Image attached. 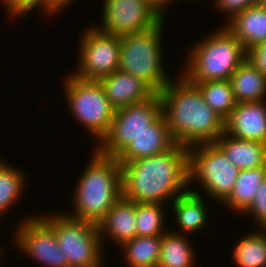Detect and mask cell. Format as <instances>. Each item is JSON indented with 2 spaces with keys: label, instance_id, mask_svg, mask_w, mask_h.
<instances>
[{
  "label": "cell",
  "instance_id": "6da1fadb",
  "mask_svg": "<svg viewBox=\"0 0 266 267\" xmlns=\"http://www.w3.org/2000/svg\"><path fill=\"white\" fill-rule=\"evenodd\" d=\"M120 165L122 196L132 202L165 205L189 190L188 147L177 144L164 153Z\"/></svg>",
  "mask_w": 266,
  "mask_h": 267
},
{
  "label": "cell",
  "instance_id": "7a4b0ae2",
  "mask_svg": "<svg viewBox=\"0 0 266 267\" xmlns=\"http://www.w3.org/2000/svg\"><path fill=\"white\" fill-rule=\"evenodd\" d=\"M179 75L159 93L162 115L173 138L188 148L214 143L225 132V120L205 102L195 84Z\"/></svg>",
  "mask_w": 266,
  "mask_h": 267
},
{
  "label": "cell",
  "instance_id": "3957f363",
  "mask_svg": "<svg viewBox=\"0 0 266 267\" xmlns=\"http://www.w3.org/2000/svg\"><path fill=\"white\" fill-rule=\"evenodd\" d=\"M93 148L84 173L80 174L74 188L73 209L64 213L98 225L122 197V173L117 157L103 155Z\"/></svg>",
  "mask_w": 266,
  "mask_h": 267
},
{
  "label": "cell",
  "instance_id": "277c9868",
  "mask_svg": "<svg viewBox=\"0 0 266 267\" xmlns=\"http://www.w3.org/2000/svg\"><path fill=\"white\" fill-rule=\"evenodd\" d=\"M196 42L181 73L189 82L228 80L248 57L244 45L224 25Z\"/></svg>",
  "mask_w": 266,
  "mask_h": 267
},
{
  "label": "cell",
  "instance_id": "5b68a950",
  "mask_svg": "<svg viewBox=\"0 0 266 267\" xmlns=\"http://www.w3.org/2000/svg\"><path fill=\"white\" fill-rule=\"evenodd\" d=\"M164 26L165 19L147 31L120 36L119 70L137 77L155 94L172 81L166 75L162 59Z\"/></svg>",
  "mask_w": 266,
  "mask_h": 267
},
{
  "label": "cell",
  "instance_id": "8992f818",
  "mask_svg": "<svg viewBox=\"0 0 266 267\" xmlns=\"http://www.w3.org/2000/svg\"><path fill=\"white\" fill-rule=\"evenodd\" d=\"M56 212L38 215L54 230L69 267H103L105 248L97 224Z\"/></svg>",
  "mask_w": 266,
  "mask_h": 267
},
{
  "label": "cell",
  "instance_id": "52a82bcc",
  "mask_svg": "<svg viewBox=\"0 0 266 267\" xmlns=\"http://www.w3.org/2000/svg\"><path fill=\"white\" fill-rule=\"evenodd\" d=\"M63 83L71 116L93 140L96 139L98 145L108 134L116 109L105 96L99 81L83 80L70 73Z\"/></svg>",
  "mask_w": 266,
  "mask_h": 267
},
{
  "label": "cell",
  "instance_id": "ba28073f",
  "mask_svg": "<svg viewBox=\"0 0 266 267\" xmlns=\"http://www.w3.org/2000/svg\"><path fill=\"white\" fill-rule=\"evenodd\" d=\"M188 166L189 188L197 182L201 191L220 204L232 193L239 169L214 143L190 146Z\"/></svg>",
  "mask_w": 266,
  "mask_h": 267
},
{
  "label": "cell",
  "instance_id": "9c48e42d",
  "mask_svg": "<svg viewBox=\"0 0 266 267\" xmlns=\"http://www.w3.org/2000/svg\"><path fill=\"white\" fill-rule=\"evenodd\" d=\"M161 115L159 94H154L144 102L116 109L108 134L95 145V148L103 155L117 157L134 138Z\"/></svg>",
  "mask_w": 266,
  "mask_h": 267
},
{
  "label": "cell",
  "instance_id": "30bf717a",
  "mask_svg": "<svg viewBox=\"0 0 266 267\" xmlns=\"http://www.w3.org/2000/svg\"><path fill=\"white\" fill-rule=\"evenodd\" d=\"M76 70L71 73L83 80H96L119 69L120 37L105 34L91 25L81 33Z\"/></svg>",
  "mask_w": 266,
  "mask_h": 267
},
{
  "label": "cell",
  "instance_id": "8fae6325",
  "mask_svg": "<svg viewBox=\"0 0 266 267\" xmlns=\"http://www.w3.org/2000/svg\"><path fill=\"white\" fill-rule=\"evenodd\" d=\"M102 24L105 34L124 36L158 26L166 17L147 0H103ZM101 25V26H100Z\"/></svg>",
  "mask_w": 266,
  "mask_h": 267
},
{
  "label": "cell",
  "instance_id": "7c38bea8",
  "mask_svg": "<svg viewBox=\"0 0 266 267\" xmlns=\"http://www.w3.org/2000/svg\"><path fill=\"white\" fill-rule=\"evenodd\" d=\"M36 215V216H35ZM24 216L12 238L18 251L45 267H69L54 230L38 215ZM24 218V219H23Z\"/></svg>",
  "mask_w": 266,
  "mask_h": 267
},
{
  "label": "cell",
  "instance_id": "4fadbf2b",
  "mask_svg": "<svg viewBox=\"0 0 266 267\" xmlns=\"http://www.w3.org/2000/svg\"><path fill=\"white\" fill-rule=\"evenodd\" d=\"M176 145L177 142L173 138L163 115H161L127 145L117 156V160L120 164H124L164 153Z\"/></svg>",
  "mask_w": 266,
  "mask_h": 267
},
{
  "label": "cell",
  "instance_id": "5bb4252c",
  "mask_svg": "<svg viewBox=\"0 0 266 267\" xmlns=\"http://www.w3.org/2000/svg\"><path fill=\"white\" fill-rule=\"evenodd\" d=\"M225 132L239 139L266 143V100L237 103L225 120Z\"/></svg>",
  "mask_w": 266,
  "mask_h": 267
},
{
  "label": "cell",
  "instance_id": "9a60e30c",
  "mask_svg": "<svg viewBox=\"0 0 266 267\" xmlns=\"http://www.w3.org/2000/svg\"><path fill=\"white\" fill-rule=\"evenodd\" d=\"M135 214L136 203L123 196L112 206L97 225L103 248L106 237L117 247L136 237Z\"/></svg>",
  "mask_w": 266,
  "mask_h": 267
},
{
  "label": "cell",
  "instance_id": "2e32d148",
  "mask_svg": "<svg viewBox=\"0 0 266 267\" xmlns=\"http://www.w3.org/2000/svg\"><path fill=\"white\" fill-rule=\"evenodd\" d=\"M98 81L115 109L144 102L155 94L140 79L119 69Z\"/></svg>",
  "mask_w": 266,
  "mask_h": 267
},
{
  "label": "cell",
  "instance_id": "e0dca14e",
  "mask_svg": "<svg viewBox=\"0 0 266 267\" xmlns=\"http://www.w3.org/2000/svg\"><path fill=\"white\" fill-rule=\"evenodd\" d=\"M194 189L196 188L193 190L190 188L171 202L172 213L174 212V219L179 228L176 231L173 229L172 232L186 234L196 231L198 233L207 225V218H209L207 215L209 214L204 195L198 189ZM182 231L186 233H182Z\"/></svg>",
  "mask_w": 266,
  "mask_h": 267
},
{
  "label": "cell",
  "instance_id": "ac0fdd59",
  "mask_svg": "<svg viewBox=\"0 0 266 267\" xmlns=\"http://www.w3.org/2000/svg\"><path fill=\"white\" fill-rule=\"evenodd\" d=\"M224 26L249 51L256 45L266 41V7L253 5L235 14Z\"/></svg>",
  "mask_w": 266,
  "mask_h": 267
},
{
  "label": "cell",
  "instance_id": "d6986e66",
  "mask_svg": "<svg viewBox=\"0 0 266 267\" xmlns=\"http://www.w3.org/2000/svg\"><path fill=\"white\" fill-rule=\"evenodd\" d=\"M214 144L239 170L266 167V143L239 139L224 132Z\"/></svg>",
  "mask_w": 266,
  "mask_h": 267
},
{
  "label": "cell",
  "instance_id": "ffe728a7",
  "mask_svg": "<svg viewBox=\"0 0 266 267\" xmlns=\"http://www.w3.org/2000/svg\"><path fill=\"white\" fill-rule=\"evenodd\" d=\"M229 81L237 103L266 100V76L248 58Z\"/></svg>",
  "mask_w": 266,
  "mask_h": 267
},
{
  "label": "cell",
  "instance_id": "44dd1931",
  "mask_svg": "<svg viewBox=\"0 0 266 267\" xmlns=\"http://www.w3.org/2000/svg\"><path fill=\"white\" fill-rule=\"evenodd\" d=\"M265 174L266 167L239 170L233 191L221 206L243 214L253 202Z\"/></svg>",
  "mask_w": 266,
  "mask_h": 267
},
{
  "label": "cell",
  "instance_id": "7402d4cb",
  "mask_svg": "<svg viewBox=\"0 0 266 267\" xmlns=\"http://www.w3.org/2000/svg\"><path fill=\"white\" fill-rule=\"evenodd\" d=\"M187 236L168 230L162 235L157 267H194L195 251Z\"/></svg>",
  "mask_w": 266,
  "mask_h": 267
},
{
  "label": "cell",
  "instance_id": "603a6c76",
  "mask_svg": "<svg viewBox=\"0 0 266 267\" xmlns=\"http://www.w3.org/2000/svg\"><path fill=\"white\" fill-rule=\"evenodd\" d=\"M162 236H136L119 248L128 267H157Z\"/></svg>",
  "mask_w": 266,
  "mask_h": 267
},
{
  "label": "cell",
  "instance_id": "cb8c5ba5",
  "mask_svg": "<svg viewBox=\"0 0 266 267\" xmlns=\"http://www.w3.org/2000/svg\"><path fill=\"white\" fill-rule=\"evenodd\" d=\"M235 244L231 256L237 267H266V229L248 233Z\"/></svg>",
  "mask_w": 266,
  "mask_h": 267
},
{
  "label": "cell",
  "instance_id": "d4e9b609",
  "mask_svg": "<svg viewBox=\"0 0 266 267\" xmlns=\"http://www.w3.org/2000/svg\"><path fill=\"white\" fill-rule=\"evenodd\" d=\"M191 83L199 88L205 102L224 120L230 116L237 101L229 79Z\"/></svg>",
  "mask_w": 266,
  "mask_h": 267
},
{
  "label": "cell",
  "instance_id": "484cf974",
  "mask_svg": "<svg viewBox=\"0 0 266 267\" xmlns=\"http://www.w3.org/2000/svg\"><path fill=\"white\" fill-rule=\"evenodd\" d=\"M24 171L0 160V222L8 210L19 200L28 182ZM21 196V197H20Z\"/></svg>",
  "mask_w": 266,
  "mask_h": 267
},
{
  "label": "cell",
  "instance_id": "4316f807",
  "mask_svg": "<svg viewBox=\"0 0 266 267\" xmlns=\"http://www.w3.org/2000/svg\"><path fill=\"white\" fill-rule=\"evenodd\" d=\"M163 206L161 203H136V236H162L167 231Z\"/></svg>",
  "mask_w": 266,
  "mask_h": 267
},
{
  "label": "cell",
  "instance_id": "83f0119b",
  "mask_svg": "<svg viewBox=\"0 0 266 267\" xmlns=\"http://www.w3.org/2000/svg\"><path fill=\"white\" fill-rule=\"evenodd\" d=\"M244 214H251L252 218L254 217V222H256L254 225L261 229H266V174L253 202Z\"/></svg>",
  "mask_w": 266,
  "mask_h": 267
},
{
  "label": "cell",
  "instance_id": "f1b7e54d",
  "mask_svg": "<svg viewBox=\"0 0 266 267\" xmlns=\"http://www.w3.org/2000/svg\"><path fill=\"white\" fill-rule=\"evenodd\" d=\"M2 2L3 7L5 8V12L7 9V15H10V19L14 17H22L25 14L33 12L38 8V10L43 13V0H0Z\"/></svg>",
  "mask_w": 266,
  "mask_h": 267
},
{
  "label": "cell",
  "instance_id": "f546056e",
  "mask_svg": "<svg viewBox=\"0 0 266 267\" xmlns=\"http://www.w3.org/2000/svg\"><path fill=\"white\" fill-rule=\"evenodd\" d=\"M257 4V0H215L214 8L226 14L231 19L235 14H238L247 8ZM228 14V15H227Z\"/></svg>",
  "mask_w": 266,
  "mask_h": 267
},
{
  "label": "cell",
  "instance_id": "4dcf8cb0",
  "mask_svg": "<svg viewBox=\"0 0 266 267\" xmlns=\"http://www.w3.org/2000/svg\"><path fill=\"white\" fill-rule=\"evenodd\" d=\"M247 58L266 76V41L251 48Z\"/></svg>",
  "mask_w": 266,
  "mask_h": 267
},
{
  "label": "cell",
  "instance_id": "1f68e13d",
  "mask_svg": "<svg viewBox=\"0 0 266 267\" xmlns=\"http://www.w3.org/2000/svg\"><path fill=\"white\" fill-rule=\"evenodd\" d=\"M74 0H43V13L47 17H53L54 15L62 12L61 10L67 8Z\"/></svg>",
  "mask_w": 266,
  "mask_h": 267
},
{
  "label": "cell",
  "instance_id": "d6a6232c",
  "mask_svg": "<svg viewBox=\"0 0 266 267\" xmlns=\"http://www.w3.org/2000/svg\"><path fill=\"white\" fill-rule=\"evenodd\" d=\"M147 1L150 2L155 8H157L164 16L166 13L164 11L167 8V6L176 3L172 2L173 0H147Z\"/></svg>",
  "mask_w": 266,
  "mask_h": 267
},
{
  "label": "cell",
  "instance_id": "836d02e7",
  "mask_svg": "<svg viewBox=\"0 0 266 267\" xmlns=\"http://www.w3.org/2000/svg\"><path fill=\"white\" fill-rule=\"evenodd\" d=\"M257 4L266 7V0H257Z\"/></svg>",
  "mask_w": 266,
  "mask_h": 267
},
{
  "label": "cell",
  "instance_id": "e575fe53",
  "mask_svg": "<svg viewBox=\"0 0 266 267\" xmlns=\"http://www.w3.org/2000/svg\"><path fill=\"white\" fill-rule=\"evenodd\" d=\"M2 247L0 246V257H1V255H4L3 253H2V249H1Z\"/></svg>",
  "mask_w": 266,
  "mask_h": 267
}]
</instances>
